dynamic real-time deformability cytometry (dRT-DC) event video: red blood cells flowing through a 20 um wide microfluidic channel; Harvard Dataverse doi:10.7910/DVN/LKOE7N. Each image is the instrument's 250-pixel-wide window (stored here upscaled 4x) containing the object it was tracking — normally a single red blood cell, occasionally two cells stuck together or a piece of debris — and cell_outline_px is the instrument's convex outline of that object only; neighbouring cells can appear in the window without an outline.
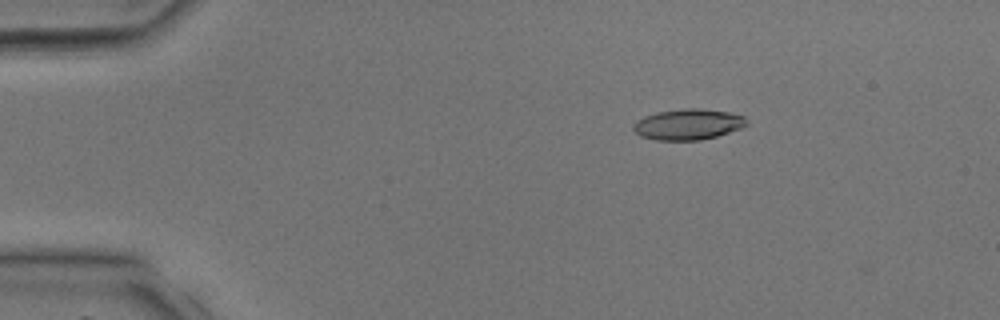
{"species": "common noctule bat (a hibernating species)", "species_latin": "Nyctalus noctula", "temperature_condition": "room temperature", "stored_images_in_passage": 39, "camera_frame_rate_fps": 3000, "um_per_image_px": 0.085, "animal": {"sex": "male", "body_mass_g": 17.9, "forearm_length_mm": 54.2}, "frame": {"image": 1, "passage_image": 7, "time_ms": 2.0, "image_size_px": [1000, 320], "cell_outline_px": [[748, 124], [740, 128], [716, 136], [700, 140], [656, 140], [640, 136], [632, 128], [632, 124], [636, 120], [644, 116], [656, 112], [684, 108], [700, 108], [728, 112], [744, 116], [748, 120]], "centroid_in_image_um": [58.46, 10.56], "position_along_channel_um": 26.5, "area_um2": 20.4}}
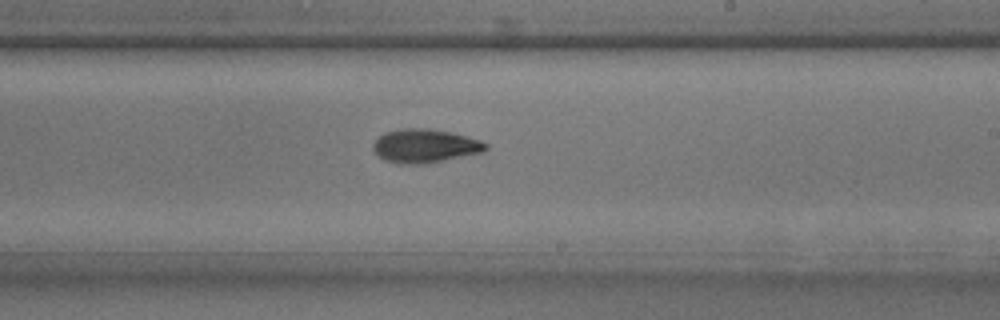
{"frame": {"image": 2, "passage_image": 24, "time_ms": 7.667, "image_size_px": [1000, 320], "cell_outline_px": [[488, 148], [484, 152], [444, 160], [420, 164], [400, 164], [384, 160], [376, 156], [372, 148], [372, 144], [384, 132], [400, 128], [428, 128], [452, 132], [480, 140], [488, 144]], "centroid_in_image_um": [36.09, 12.4], "position_along_channel_um": 252.9, "area_um2": 22.31}}
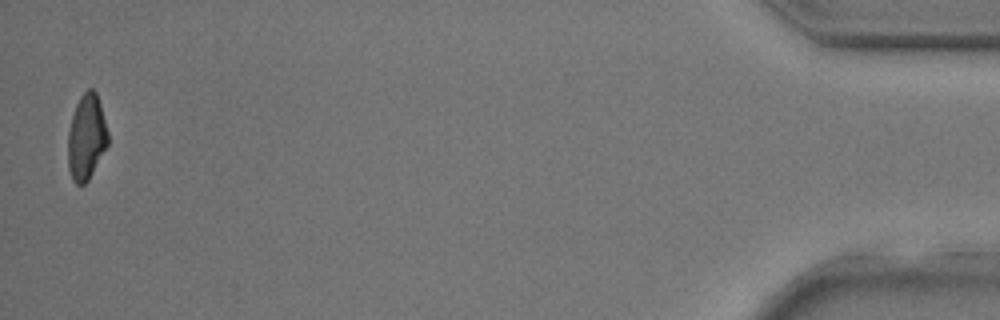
{"frame": {"image": 3, "passage_image": 39, "time_ms": 12.667, "image_size_px": [1000, 320], "cell_outline_px": [[108, 144], [88, 180], [84, 184], [76, 184], [72, 180], [68, 168], [68, 132], [72, 116], [76, 104], [80, 96], [88, 88], [92, 88], [96, 92], [100, 104], [108, 132]], "centroid_in_image_um": [7.34, 11.65], "position_along_channel_um": 427.9, "area_um2": 19.83}}